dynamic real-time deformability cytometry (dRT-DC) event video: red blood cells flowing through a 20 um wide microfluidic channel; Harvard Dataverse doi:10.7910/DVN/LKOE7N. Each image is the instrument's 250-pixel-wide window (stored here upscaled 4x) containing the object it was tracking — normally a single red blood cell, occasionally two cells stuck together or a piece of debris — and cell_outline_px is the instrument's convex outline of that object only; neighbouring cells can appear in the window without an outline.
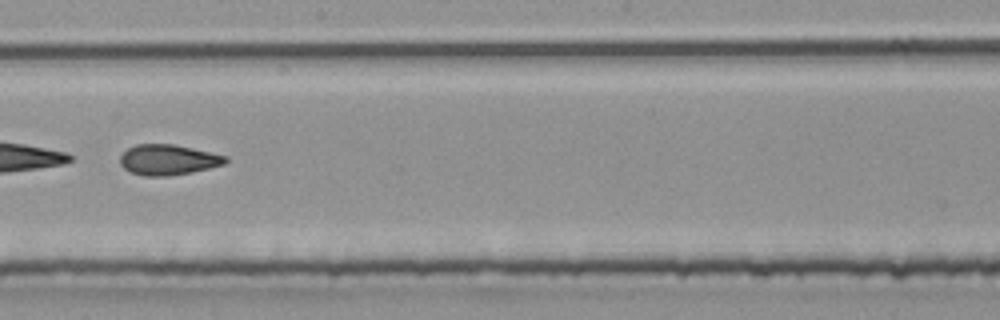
{"species": "common noctule bat (a hibernating species)", "species_latin": "Nyctalus noctula", "temperature_condition": "room temperature", "stored_images_in_passage": 53, "segment_of_instrument_passage": [2, 2], "camera_frame_rate_fps": 3000, "um_per_image_px": 0.085, "animal": {"sex": "male", "body_mass_g": 20.4}, "frame": {"image": 1, "passage_image": 31, "time_ms": 10.0, "image_size_px": [1000, 320], "cell_outline_px": [[228, 160], [224, 164], [208, 168], [168, 176], [144, 176], [132, 172], [124, 168], [120, 164], [120, 156], [128, 148], [136, 144], [176, 144], [228, 156]], "centroid_in_image_um": [14.28, 13.56], "position_along_channel_um": 233.9, "area_um2": 18.61}}
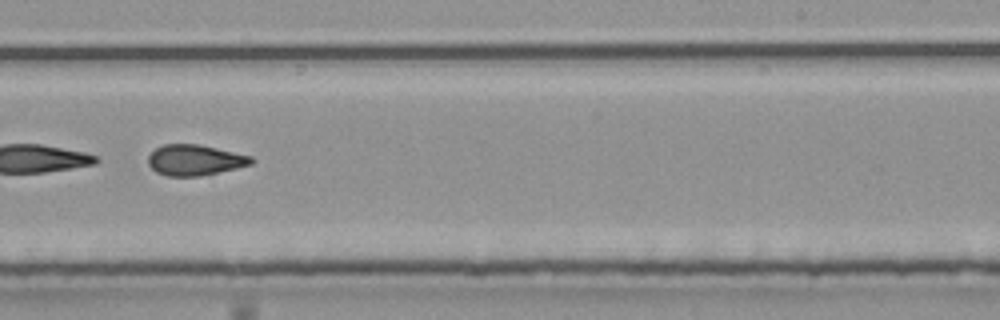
{"frame": {"image": 2, "passage_image": 34, "time_ms": 11.0, "image_size_px": [1000, 320], "cell_outline_px": [[256, 160], [252, 164], [236, 168], [200, 176], [168, 176], [156, 172], [148, 164], [148, 156], [156, 148], [164, 144], [200, 144], [252, 156]], "centroid_in_image_um": [16.58, 13.6], "position_along_channel_um": 272.4, "area_um2": 18.5}}